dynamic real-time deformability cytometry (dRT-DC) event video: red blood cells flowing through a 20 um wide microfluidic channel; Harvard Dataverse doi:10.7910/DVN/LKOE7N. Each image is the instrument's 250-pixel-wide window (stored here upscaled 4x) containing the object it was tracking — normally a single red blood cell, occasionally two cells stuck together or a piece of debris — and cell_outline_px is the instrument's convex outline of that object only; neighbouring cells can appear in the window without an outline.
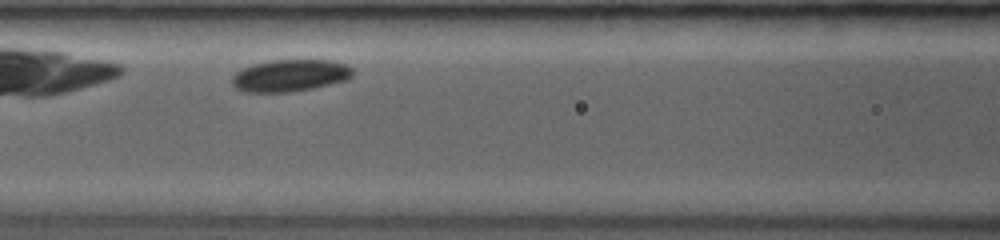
{"species": "common noctule bat (a hibernating species)", "species_latin": "Nyctalus noctula", "temperature_condition": "room temperature", "stored_images_in_passage": 17, "camera_frame_rate_fps": 3500, "um_per_image_px": 0.085, "animal": {"sex": "female", "body_mass_g": 19.0, "forearm_length_mm": 53.3}, "frame": {"image": 1, "passage_image": 8, "time_ms": 2.286, "image_size_px": [1000, 240], "cell_outline_px": [[352, 76], [348, 80], [312, 88], [288, 92], [248, 92], [236, 88], [232, 84], [232, 76], [236, 72], [252, 64], [272, 60], [332, 60], [344, 64], [352, 68]], "centroid_in_image_um": [24.66, 6.41], "position_along_channel_um": 141.9, "area_um2": 22.43}}
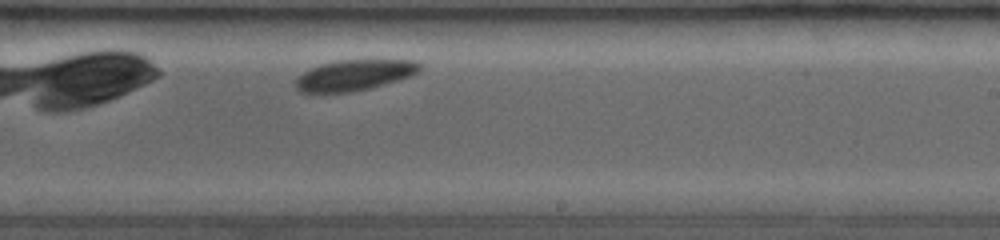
{"frame": {"image": 2, "passage_image": 15, "time_ms": 5.429, "image_size_px": [1000, 240], "cell_outline_px": [[424, 68], [408, 76], [384, 84], [368, 88], [348, 92], [300, 92], [296, 88], [296, 80], [304, 72], [320, 64], [340, 60], [412, 60], [424, 64]], "centroid_in_image_um": [30.15, 6.37], "position_along_channel_um": 258.9, "area_um2": 21.85}}
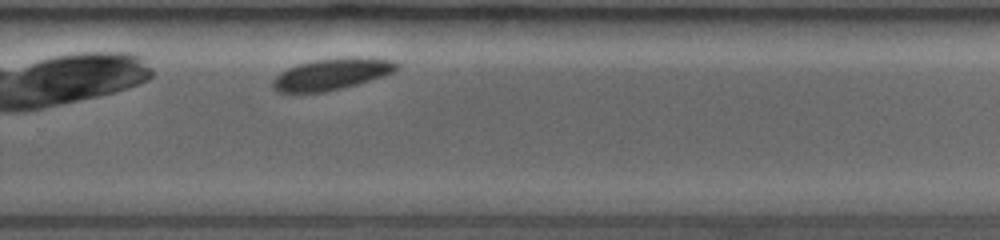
{"frame": {"image": 3, "passage_image": 17, "time_ms": 6.571, "image_size_px": [1000, 240], "cell_outline_px": [[396, 68], [392, 72], [356, 84], [324, 92], [280, 92], [272, 84], [272, 80], [280, 72], [288, 68], [300, 64], [316, 60], [348, 56], [352, 56], [392, 60], [396, 64]], "centroid_in_image_um": [28.15, 6.29], "position_along_channel_um": 301.6, "area_um2": 22.08}}